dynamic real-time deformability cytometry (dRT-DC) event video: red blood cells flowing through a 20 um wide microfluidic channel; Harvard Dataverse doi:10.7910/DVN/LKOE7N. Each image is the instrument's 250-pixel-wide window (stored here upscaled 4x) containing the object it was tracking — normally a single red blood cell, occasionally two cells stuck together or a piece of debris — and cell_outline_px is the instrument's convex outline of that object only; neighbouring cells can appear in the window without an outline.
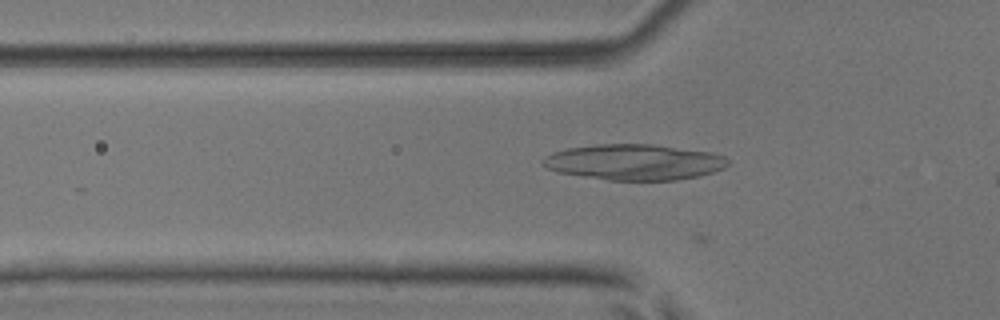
{"species": "common noctule bat (a hibernating species)", "species_latin": "Nyctalus noctula", "temperature_condition": "room temperature", "stored_images_in_passage": 9, "camera_frame_rate_fps": 3000, "um_per_image_px": 0.085, "animal": {"sex": "male", "body_mass_g": 17.9, "forearm_length_mm": 54.2}, "frame": {"image": 1, "passage_image": 6, "time_ms": 1.667, "image_size_px": [1000, 320], "cell_outline_px": [[728, 164], [724, 168], [700, 176], [676, 180], [608, 180], [560, 172], [548, 168], [540, 160], [544, 156], [552, 152], [568, 148], [596, 144], [652, 144], [712, 152], [724, 156], [728, 160]], "centroid_in_image_um": [53.93, 13.77], "position_along_channel_um": 71.9, "area_um2": 38.49}}